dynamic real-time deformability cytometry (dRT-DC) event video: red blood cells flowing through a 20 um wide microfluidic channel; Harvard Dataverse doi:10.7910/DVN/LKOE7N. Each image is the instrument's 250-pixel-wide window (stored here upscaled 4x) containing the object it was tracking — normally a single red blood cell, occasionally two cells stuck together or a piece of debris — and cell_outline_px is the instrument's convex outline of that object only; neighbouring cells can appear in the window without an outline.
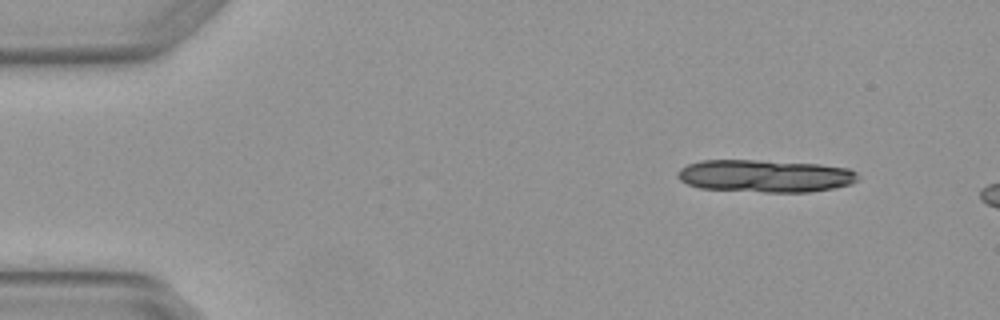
{"species": "Egyptian fruit bat (a non-hibernating species)", "species_latin": "Rousettus aegyptiacus", "temperature_condition": "warm", "stored_images_in_passage": 3, "camera_frame_rate_fps": 3000, "um_per_image_px": 0.085, "animal": {"sex": "female"}, "frame": {"image": 1, "passage_image": 1, "time_ms": 0.0, "image_size_px": [1000, 320], "cell_outline_px": [[860, 180], [852, 184], [836, 188], [808, 192], [764, 192], [700, 188], [688, 184], [680, 180], [676, 176], [676, 172], [680, 168], [688, 164], [700, 160], [756, 160], [820, 164], [848, 168], [856, 172], [860, 176]], "centroid_in_image_um": [65.06, 14.95], "position_along_channel_um": 19.9, "area_um2": 34.51}}